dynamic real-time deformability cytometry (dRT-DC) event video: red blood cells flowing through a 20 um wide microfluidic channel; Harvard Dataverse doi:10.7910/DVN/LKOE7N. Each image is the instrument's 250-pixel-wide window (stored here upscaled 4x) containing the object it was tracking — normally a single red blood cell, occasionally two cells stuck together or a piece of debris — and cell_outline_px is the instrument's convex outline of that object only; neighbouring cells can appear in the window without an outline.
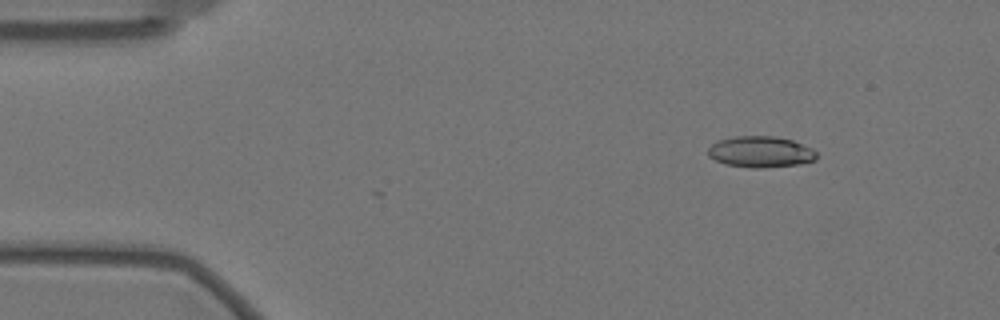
{"species": "Egyptian fruit bat (a non-hibernating species)", "species_latin": "Rousettus aegyptiacus", "temperature_condition": "warm", "stored_images_in_passage": 3, "camera_frame_rate_fps": 3000, "um_per_image_px": 0.085, "animal": {"sex": "female"}, "frame": {"image": 1, "passage_image": 3, "time_ms": 0.667, "image_size_px": [1000, 320], "cell_outline_px": [[816, 160], [796, 164], [756, 168], [752, 168], [724, 164], [708, 156], [708, 148], [712, 144], [720, 140], [736, 136], [772, 136], [792, 140], [812, 148], [816, 152]], "centroid_in_image_um": [64.63, 12.9], "position_along_channel_um": 20.4, "area_um2": 19.48}}